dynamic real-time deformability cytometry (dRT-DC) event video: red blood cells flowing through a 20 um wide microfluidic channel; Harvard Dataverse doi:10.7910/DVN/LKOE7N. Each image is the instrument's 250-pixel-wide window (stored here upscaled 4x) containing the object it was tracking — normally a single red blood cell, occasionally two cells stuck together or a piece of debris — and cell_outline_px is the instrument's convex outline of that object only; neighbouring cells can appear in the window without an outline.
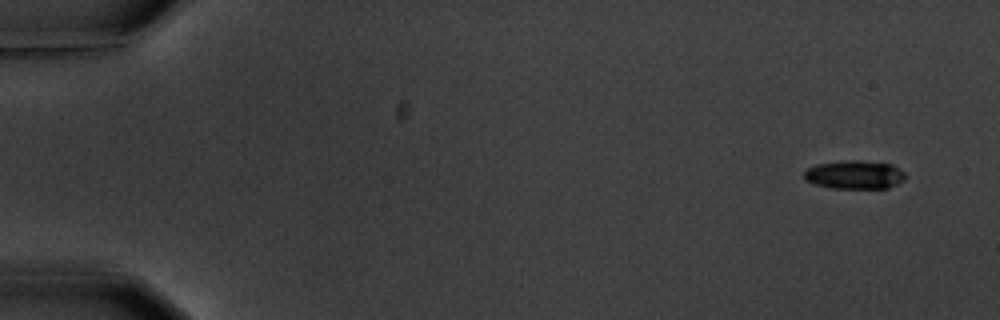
{"species": "common noctule bat (a hibernating species)", "species_latin": "Nyctalus noctula", "temperature_condition": "warm", "stored_images_in_passage": 6, "camera_frame_rate_fps": 3000, "um_per_image_px": 0.085, "animal": {"sex": "male", "body_mass_g": 20.1, "forearm_length_mm": 53.5}, "frame": {"image": 1, "passage_image": 1, "time_ms": 0.0, "image_size_px": [1000, 320], "cell_outline_px": [[904, 180], [888, 188], [832, 188], [812, 184], [804, 180], [804, 172], [808, 168], [816, 164], [840, 160], [860, 160], [892, 164], [904, 172]], "centroid_in_image_um": [72.59, 14.84], "position_along_channel_um": 12.4, "area_um2": 16.99}}
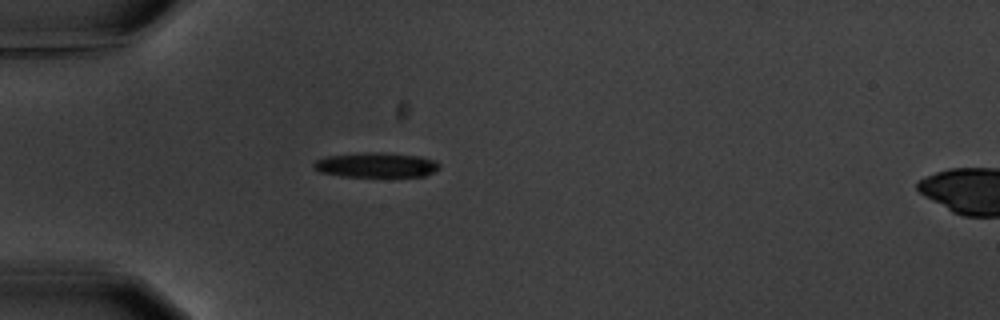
{"frame": {"image": 2, "passage_image": 5, "time_ms": 4.667, "image_size_px": [1000, 320], "cell_outline_px": [[440, 168], [436, 172], [424, 176], [340, 176], [320, 172], [312, 164], [316, 160], [324, 156], [368, 152], [384, 152], [420, 156], [436, 160], [440, 164]], "centroid_in_image_um": [32.01, 14.01], "position_along_channel_um": 53.0, "area_um2": 18.32}}